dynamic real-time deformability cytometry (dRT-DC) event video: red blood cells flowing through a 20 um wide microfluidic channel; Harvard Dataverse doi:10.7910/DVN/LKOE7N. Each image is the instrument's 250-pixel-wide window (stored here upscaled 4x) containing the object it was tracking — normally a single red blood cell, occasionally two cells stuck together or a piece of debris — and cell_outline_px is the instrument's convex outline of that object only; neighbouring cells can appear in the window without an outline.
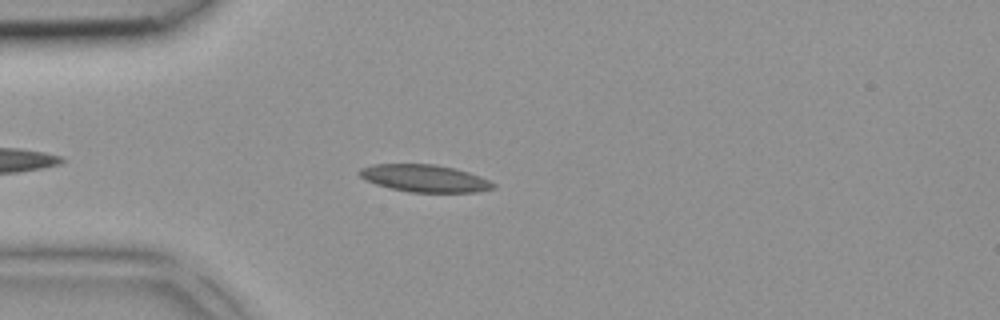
{"species": "common noctule bat (a hibernating species)", "species_latin": "Nyctalus noctula", "temperature_condition": "room temperature", "stored_images_in_passage": 4, "camera_frame_rate_fps": 3000, "um_per_image_px": 0.085, "animal": {"sex": "female", "body_mass_g": 18.4}, "frame": {"image": 1, "passage_image": 4, "time_ms": 1.0, "image_size_px": [1000, 320], "cell_outline_px": [[496, 188], [476, 192], [408, 192], [376, 184], [360, 176], [356, 172], [360, 168], [372, 164], [436, 164], [468, 172], [480, 176], [496, 184]], "centroid_in_image_um": [36.09, 15.15], "position_along_channel_um": 48.9, "area_um2": 21.21}}